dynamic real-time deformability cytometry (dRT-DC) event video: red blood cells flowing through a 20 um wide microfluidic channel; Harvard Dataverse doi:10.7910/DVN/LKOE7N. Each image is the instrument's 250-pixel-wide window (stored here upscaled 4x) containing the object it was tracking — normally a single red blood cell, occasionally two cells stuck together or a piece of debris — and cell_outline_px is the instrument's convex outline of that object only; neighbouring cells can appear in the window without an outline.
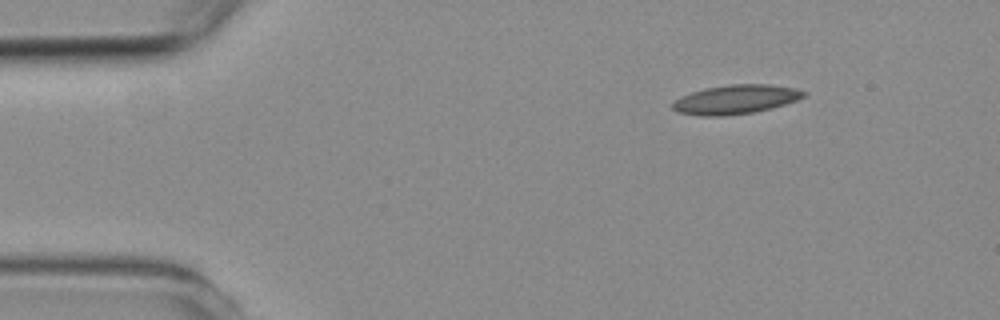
{"species": "common noctule bat (a hibernating species)", "species_latin": "Nyctalus noctula", "temperature_condition": "room temperature", "stored_images_in_passage": 3, "camera_frame_rate_fps": 3000, "um_per_image_px": 0.085, "animal": {"sex": "female", "body_mass_g": 19.3, "forearm_length_mm": 54.1}, "frame": {"image": 1, "passage_image": 1, "time_ms": 0.0, "image_size_px": [1000, 320], "cell_outline_px": [[808, 92], [804, 96], [796, 100], [772, 108], [752, 112], [724, 116], [700, 116], [680, 112], [672, 108], [672, 104], [680, 96], [704, 88], [728, 84], [768, 84], [796, 88]], "centroid_in_image_um": [62.54, 8.44], "position_along_channel_um": 22.5, "area_um2": 22.2}}
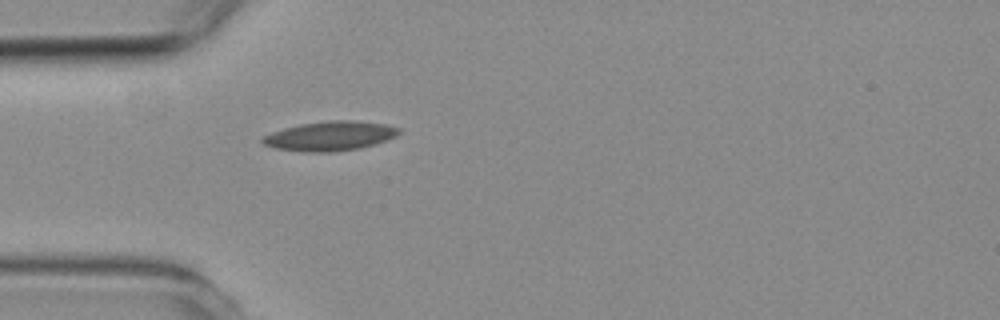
{"frame": {"image": 2, "passage_image": 3, "time_ms": 2.667, "image_size_px": [1000, 320], "cell_outline_px": [[400, 132], [396, 136], [376, 144], [360, 148], [332, 152], [304, 152], [276, 148], [264, 144], [260, 140], [264, 136], [272, 132], [284, 128], [300, 124], [328, 120], [352, 120], [384, 124], [400, 128]], "centroid_in_image_um": [28.06, 11.56], "position_along_channel_um": 56.9, "area_um2": 23.35}}